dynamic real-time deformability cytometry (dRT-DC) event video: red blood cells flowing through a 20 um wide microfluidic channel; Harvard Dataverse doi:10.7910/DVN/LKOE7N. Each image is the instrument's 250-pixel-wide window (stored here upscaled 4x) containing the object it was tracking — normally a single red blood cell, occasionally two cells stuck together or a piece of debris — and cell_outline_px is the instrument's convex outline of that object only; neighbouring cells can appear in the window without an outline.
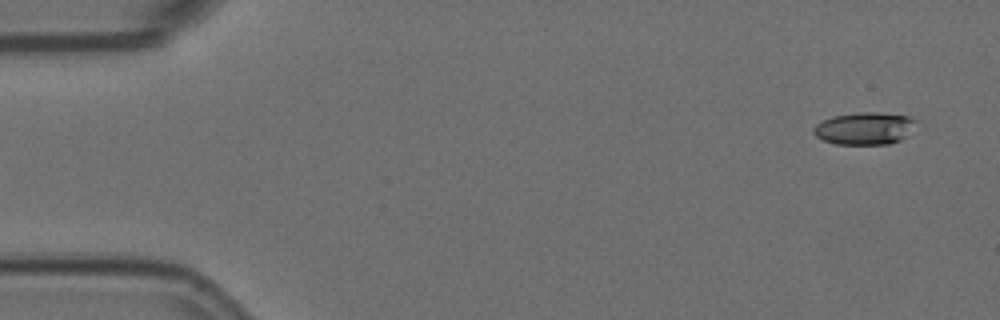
{"species": "Egyptian fruit bat (a non-hibernating species)", "species_latin": "Rousettus aegyptiacus", "temperature_condition": "room temperature", "stored_images_in_passage": 4, "camera_frame_rate_fps": 3000, "um_per_image_px": 0.085, "animal": {"sex": "female"}, "frame": {"image": 1, "passage_image": 1, "time_ms": 0.0, "image_size_px": [1000, 320], "cell_outline_px": [[916, 120], [908, 136], [900, 140], [888, 144], [836, 144], [824, 140], [816, 136], [812, 132], [812, 128], [820, 120], [832, 116], [860, 112], [880, 112], [908, 116]], "centroid_in_image_um": [73.46, 10.91], "position_along_channel_um": 11.5, "area_um2": 19.42}}